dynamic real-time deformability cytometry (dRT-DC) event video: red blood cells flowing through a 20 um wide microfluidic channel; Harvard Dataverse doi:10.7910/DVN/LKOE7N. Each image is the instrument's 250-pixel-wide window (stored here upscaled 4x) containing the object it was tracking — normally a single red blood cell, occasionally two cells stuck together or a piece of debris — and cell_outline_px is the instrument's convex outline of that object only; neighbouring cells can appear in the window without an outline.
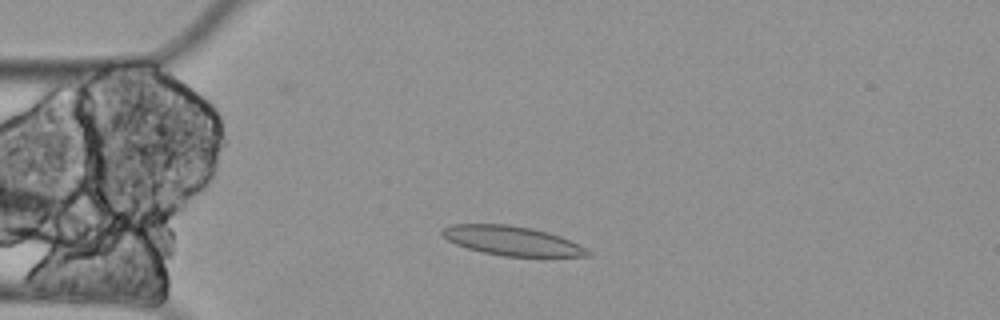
{"species": "Egyptian fruit bat (a non-hibernating species)", "species_latin": "Rousettus aegyptiacus", "temperature_condition": "cold", "stored_images_in_passage": 5, "camera_frame_rate_fps": 3000, "um_per_image_px": 0.085, "animal": {"sex": "female"}, "frame": {"image": 1, "passage_image": 3, "time_ms": 0.667, "image_size_px": [1000, 320], "cell_outline_px": [[592, 256], [504, 256], [484, 252], [468, 248], [456, 244], [448, 240], [440, 232], [444, 228], [452, 224], [508, 224], [532, 228], [548, 232], [560, 236], [592, 252]], "centroid_in_image_um": [43.51, 20.46], "position_along_channel_um": 41.5, "area_um2": 24.51}}
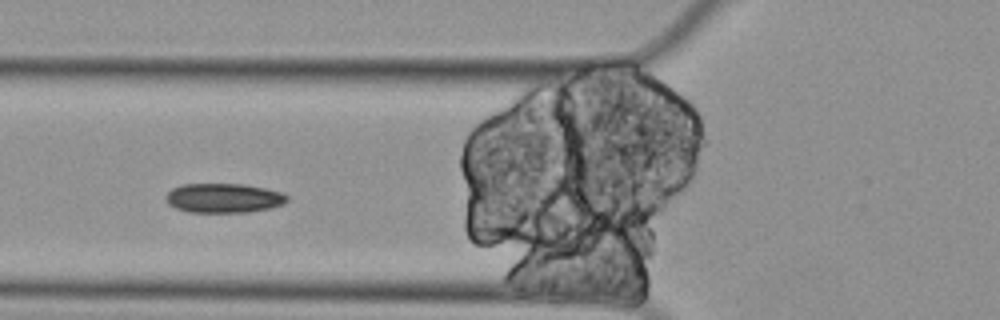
{"frame": {"image": 2, "passage_image": 5, "time_ms": 1.333, "image_size_px": [1000, 320], "cell_outline_px": [[288, 200], [284, 204], [268, 208], [248, 212], [188, 212], [176, 208], [168, 204], [168, 192], [172, 188], [184, 184], [244, 184], [264, 188], [280, 192], [288, 196]], "centroid_in_image_um": [19.03, 16.83], "position_along_channel_um": 106.8, "area_um2": 20.58}}